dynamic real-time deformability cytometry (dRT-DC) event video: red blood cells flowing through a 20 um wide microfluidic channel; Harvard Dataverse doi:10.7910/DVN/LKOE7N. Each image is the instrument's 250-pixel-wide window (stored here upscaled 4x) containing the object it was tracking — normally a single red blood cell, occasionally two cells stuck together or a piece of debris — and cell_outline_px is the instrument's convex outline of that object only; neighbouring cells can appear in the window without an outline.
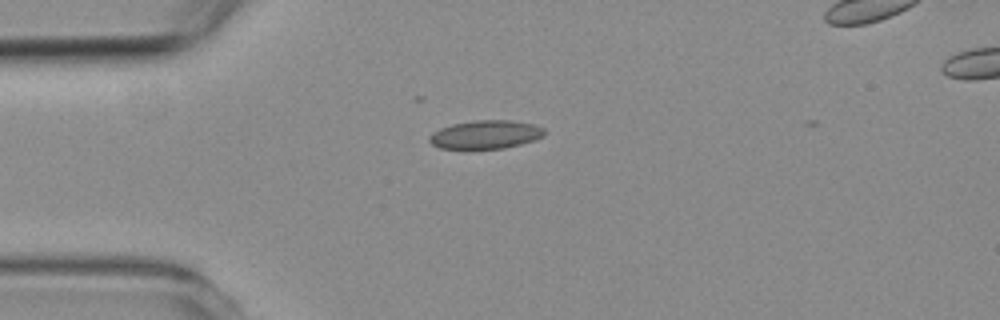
{"species": "common noctule bat (a hibernating species)", "species_latin": "Nyctalus noctula", "temperature_condition": "room temperature", "stored_images_in_passage": 6, "camera_frame_rate_fps": 3000, "um_per_image_px": 0.085, "animal": {"sex": "female", "body_mass_g": 19.3, "forearm_length_mm": 54.1}, "frame": {"image": 1, "passage_image": 6, "time_ms": 5.667, "image_size_px": [1000, 320], "cell_outline_px": [[544, 136], [536, 140], [504, 148], [468, 152], [440, 148], [432, 144], [428, 140], [428, 136], [432, 132], [440, 128], [452, 124], [476, 120], [512, 120], [536, 124], [544, 128]], "centroid_in_image_um": [41.23, 11.48], "position_along_channel_um": 43.8, "area_um2": 20.06}}